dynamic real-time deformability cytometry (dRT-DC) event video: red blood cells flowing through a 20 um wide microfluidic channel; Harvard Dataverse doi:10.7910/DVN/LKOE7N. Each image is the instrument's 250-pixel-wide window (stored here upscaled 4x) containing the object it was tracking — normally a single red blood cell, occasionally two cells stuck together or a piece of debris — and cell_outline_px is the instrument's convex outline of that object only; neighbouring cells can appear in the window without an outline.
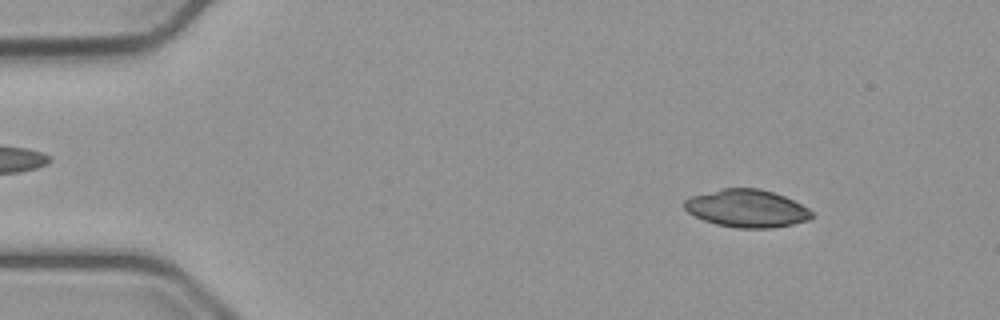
{"species": "common noctule bat (a hibernating species)", "species_latin": "Nyctalus noctula", "temperature_condition": "cold", "stored_images_in_passage": 15, "camera_frame_rate_fps": 3000, "um_per_image_px": 0.085, "animal": {"sex": "male", "body_mass_g": 23.1, "forearm_length_mm": 52.7}, "frame": {"image": 1, "passage_image": 6, "time_ms": 1.667, "image_size_px": [1000, 320], "cell_outline_px": [[812, 216], [808, 220], [792, 224], [772, 228], [736, 228], [716, 224], [704, 220], [688, 212], [684, 208], [684, 200], [692, 196], [720, 188], [760, 188], [784, 196], [808, 208], [812, 212]], "centroid_in_image_um": [63.46, 17.71], "position_along_channel_um": 21.5, "area_um2": 27.86}}